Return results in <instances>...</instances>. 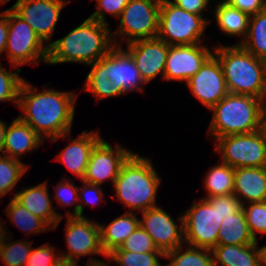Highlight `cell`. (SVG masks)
<instances>
[{
    "instance_id": "cell-36",
    "label": "cell",
    "mask_w": 266,
    "mask_h": 266,
    "mask_svg": "<svg viewBox=\"0 0 266 266\" xmlns=\"http://www.w3.org/2000/svg\"><path fill=\"white\" fill-rule=\"evenodd\" d=\"M21 69H17V72H9L4 70L0 64V101H14V104L18 105L20 88L23 83V79L19 77L17 73Z\"/></svg>"
},
{
    "instance_id": "cell-37",
    "label": "cell",
    "mask_w": 266,
    "mask_h": 266,
    "mask_svg": "<svg viewBox=\"0 0 266 266\" xmlns=\"http://www.w3.org/2000/svg\"><path fill=\"white\" fill-rule=\"evenodd\" d=\"M249 209L242 206L251 235L256 240V231L266 233V201L250 203Z\"/></svg>"
},
{
    "instance_id": "cell-4",
    "label": "cell",
    "mask_w": 266,
    "mask_h": 266,
    "mask_svg": "<svg viewBox=\"0 0 266 266\" xmlns=\"http://www.w3.org/2000/svg\"><path fill=\"white\" fill-rule=\"evenodd\" d=\"M264 100L228 93L215 106L209 132L215 138L248 134L262 129Z\"/></svg>"
},
{
    "instance_id": "cell-9",
    "label": "cell",
    "mask_w": 266,
    "mask_h": 266,
    "mask_svg": "<svg viewBox=\"0 0 266 266\" xmlns=\"http://www.w3.org/2000/svg\"><path fill=\"white\" fill-rule=\"evenodd\" d=\"M43 46V41L32 27L11 8L8 9V40L5 50L8 51L12 66L35 63L39 58L47 63L48 45Z\"/></svg>"
},
{
    "instance_id": "cell-28",
    "label": "cell",
    "mask_w": 266,
    "mask_h": 266,
    "mask_svg": "<svg viewBox=\"0 0 266 266\" xmlns=\"http://www.w3.org/2000/svg\"><path fill=\"white\" fill-rule=\"evenodd\" d=\"M205 178L206 198L231 195L234 189V168L223 163L211 168Z\"/></svg>"
},
{
    "instance_id": "cell-6",
    "label": "cell",
    "mask_w": 266,
    "mask_h": 266,
    "mask_svg": "<svg viewBox=\"0 0 266 266\" xmlns=\"http://www.w3.org/2000/svg\"><path fill=\"white\" fill-rule=\"evenodd\" d=\"M207 22L202 15L189 13L172 1L164 0L160 4L157 37L170 46L198 44Z\"/></svg>"
},
{
    "instance_id": "cell-35",
    "label": "cell",
    "mask_w": 266,
    "mask_h": 266,
    "mask_svg": "<svg viewBox=\"0 0 266 266\" xmlns=\"http://www.w3.org/2000/svg\"><path fill=\"white\" fill-rule=\"evenodd\" d=\"M3 243L1 250V259L6 266H25L26 261L31 254V243L26 241L11 242V244Z\"/></svg>"
},
{
    "instance_id": "cell-50",
    "label": "cell",
    "mask_w": 266,
    "mask_h": 266,
    "mask_svg": "<svg viewBox=\"0 0 266 266\" xmlns=\"http://www.w3.org/2000/svg\"><path fill=\"white\" fill-rule=\"evenodd\" d=\"M85 266H109L108 263H104L100 260H92Z\"/></svg>"
},
{
    "instance_id": "cell-21",
    "label": "cell",
    "mask_w": 266,
    "mask_h": 266,
    "mask_svg": "<svg viewBox=\"0 0 266 266\" xmlns=\"http://www.w3.org/2000/svg\"><path fill=\"white\" fill-rule=\"evenodd\" d=\"M47 183H41L37 186L25 189L16 193L14 198L28 209L33 215L40 217L49 226L55 228L59 221L60 214L55 212L51 204V198L48 193Z\"/></svg>"
},
{
    "instance_id": "cell-38",
    "label": "cell",
    "mask_w": 266,
    "mask_h": 266,
    "mask_svg": "<svg viewBox=\"0 0 266 266\" xmlns=\"http://www.w3.org/2000/svg\"><path fill=\"white\" fill-rule=\"evenodd\" d=\"M98 8L89 18L96 20L100 23L106 24L104 12L107 11L110 14L120 18V15L124 7L129 3V0H97Z\"/></svg>"
},
{
    "instance_id": "cell-24",
    "label": "cell",
    "mask_w": 266,
    "mask_h": 266,
    "mask_svg": "<svg viewBox=\"0 0 266 266\" xmlns=\"http://www.w3.org/2000/svg\"><path fill=\"white\" fill-rule=\"evenodd\" d=\"M212 253L213 266H259L257 239L250 245H216Z\"/></svg>"
},
{
    "instance_id": "cell-19",
    "label": "cell",
    "mask_w": 266,
    "mask_h": 266,
    "mask_svg": "<svg viewBox=\"0 0 266 266\" xmlns=\"http://www.w3.org/2000/svg\"><path fill=\"white\" fill-rule=\"evenodd\" d=\"M233 194H235L239 200L240 196L246 198L249 203L265 202L266 167L235 168Z\"/></svg>"
},
{
    "instance_id": "cell-23",
    "label": "cell",
    "mask_w": 266,
    "mask_h": 266,
    "mask_svg": "<svg viewBox=\"0 0 266 266\" xmlns=\"http://www.w3.org/2000/svg\"><path fill=\"white\" fill-rule=\"evenodd\" d=\"M139 225L140 220L132 212L113 220L106 228L100 225L101 245L105 254L119 248Z\"/></svg>"
},
{
    "instance_id": "cell-18",
    "label": "cell",
    "mask_w": 266,
    "mask_h": 266,
    "mask_svg": "<svg viewBox=\"0 0 266 266\" xmlns=\"http://www.w3.org/2000/svg\"><path fill=\"white\" fill-rule=\"evenodd\" d=\"M169 46L158 37L128 43L127 52L133 58L145 83H148L160 72L163 77Z\"/></svg>"
},
{
    "instance_id": "cell-16",
    "label": "cell",
    "mask_w": 266,
    "mask_h": 266,
    "mask_svg": "<svg viewBox=\"0 0 266 266\" xmlns=\"http://www.w3.org/2000/svg\"><path fill=\"white\" fill-rule=\"evenodd\" d=\"M212 55L207 47L193 45H171L166 58L163 78L165 80L188 81Z\"/></svg>"
},
{
    "instance_id": "cell-1",
    "label": "cell",
    "mask_w": 266,
    "mask_h": 266,
    "mask_svg": "<svg viewBox=\"0 0 266 266\" xmlns=\"http://www.w3.org/2000/svg\"><path fill=\"white\" fill-rule=\"evenodd\" d=\"M75 94L50 89L36 93L33 87L23 81L18 106L24 112L19 118L27 123L44 140L48 135L51 140L65 137L70 132L74 115Z\"/></svg>"
},
{
    "instance_id": "cell-33",
    "label": "cell",
    "mask_w": 266,
    "mask_h": 266,
    "mask_svg": "<svg viewBox=\"0 0 266 266\" xmlns=\"http://www.w3.org/2000/svg\"><path fill=\"white\" fill-rule=\"evenodd\" d=\"M156 255L165 258L164 252L137 253L130 251H112L106 257L115 260L120 266H161Z\"/></svg>"
},
{
    "instance_id": "cell-14",
    "label": "cell",
    "mask_w": 266,
    "mask_h": 266,
    "mask_svg": "<svg viewBox=\"0 0 266 266\" xmlns=\"http://www.w3.org/2000/svg\"><path fill=\"white\" fill-rule=\"evenodd\" d=\"M63 0H20L11 8L24 19L44 42L54 32L60 12L65 6Z\"/></svg>"
},
{
    "instance_id": "cell-51",
    "label": "cell",
    "mask_w": 266,
    "mask_h": 266,
    "mask_svg": "<svg viewBox=\"0 0 266 266\" xmlns=\"http://www.w3.org/2000/svg\"><path fill=\"white\" fill-rule=\"evenodd\" d=\"M262 129L266 135V106L263 105Z\"/></svg>"
},
{
    "instance_id": "cell-20",
    "label": "cell",
    "mask_w": 266,
    "mask_h": 266,
    "mask_svg": "<svg viewBox=\"0 0 266 266\" xmlns=\"http://www.w3.org/2000/svg\"><path fill=\"white\" fill-rule=\"evenodd\" d=\"M100 140L101 138L97 132L94 134L84 131L75 140H72L70 145L64 148L58 158L82 180L91 151Z\"/></svg>"
},
{
    "instance_id": "cell-30",
    "label": "cell",
    "mask_w": 266,
    "mask_h": 266,
    "mask_svg": "<svg viewBox=\"0 0 266 266\" xmlns=\"http://www.w3.org/2000/svg\"><path fill=\"white\" fill-rule=\"evenodd\" d=\"M7 215H9L11 221L14 222L21 229L26 232L40 233L50 229L49 225L40 217L33 215L28 209H26L21 203H19L14 197L8 204Z\"/></svg>"
},
{
    "instance_id": "cell-5",
    "label": "cell",
    "mask_w": 266,
    "mask_h": 266,
    "mask_svg": "<svg viewBox=\"0 0 266 266\" xmlns=\"http://www.w3.org/2000/svg\"><path fill=\"white\" fill-rule=\"evenodd\" d=\"M160 181L149 159L132 153L122 164L114 187L122 203L130 209L144 212L156 207L155 197Z\"/></svg>"
},
{
    "instance_id": "cell-7",
    "label": "cell",
    "mask_w": 266,
    "mask_h": 266,
    "mask_svg": "<svg viewBox=\"0 0 266 266\" xmlns=\"http://www.w3.org/2000/svg\"><path fill=\"white\" fill-rule=\"evenodd\" d=\"M184 241L190 246L213 249L217 245V237L222 218L218 213V196L203 198L183 214Z\"/></svg>"
},
{
    "instance_id": "cell-43",
    "label": "cell",
    "mask_w": 266,
    "mask_h": 266,
    "mask_svg": "<svg viewBox=\"0 0 266 266\" xmlns=\"http://www.w3.org/2000/svg\"><path fill=\"white\" fill-rule=\"evenodd\" d=\"M208 2L209 0H174L172 3L189 13L201 15Z\"/></svg>"
},
{
    "instance_id": "cell-2",
    "label": "cell",
    "mask_w": 266,
    "mask_h": 266,
    "mask_svg": "<svg viewBox=\"0 0 266 266\" xmlns=\"http://www.w3.org/2000/svg\"><path fill=\"white\" fill-rule=\"evenodd\" d=\"M109 32L106 24L87 18L65 37L48 44L47 63L76 61L91 65L116 46L111 42Z\"/></svg>"
},
{
    "instance_id": "cell-10",
    "label": "cell",
    "mask_w": 266,
    "mask_h": 266,
    "mask_svg": "<svg viewBox=\"0 0 266 266\" xmlns=\"http://www.w3.org/2000/svg\"><path fill=\"white\" fill-rule=\"evenodd\" d=\"M160 4L157 0H129L120 15V26L115 34L127 36V43L157 37Z\"/></svg>"
},
{
    "instance_id": "cell-17",
    "label": "cell",
    "mask_w": 266,
    "mask_h": 266,
    "mask_svg": "<svg viewBox=\"0 0 266 266\" xmlns=\"http://www.w3.org/2000/svg\"><path fill=\"white\" fill-rule=\"evenodd\" d=\"M92 69L86 78L85 90L102 98L124 94L120 89L119 47L91 64Z\"/></svg>"
},
{
    "instance_id": "cell-32",
    "label": "cell",
    "mask_w": 266,
    "mask_h": 266,
    "mask_svg": "<svg viewBox=\"0 0 266 266\" xmlns=\"http://www.w3.org/2000/svg\"><path fill=\"white\" fill-rule=\"evenodd\" d=\"M26 170V165L19 159L0 156V196L12 190Z\"/></svg>"
},
{
    "instance_id": "cell-3",
    "label": "cell",
    "mask_w": 266,
    "mask_h": 266,
    "mask_svg": "<svg viewBox=\"0 0 266 266\" xmlns=\"http://www.w3.org/2000/svg\"><path fill=\"white\" fill-rule=\"evenodd\" d=\"M229 93L266 98V61L255 57L240 44L215 48Z\"/></svg>"
},
{
    "instance_id": "cell-44",
    "label": "cell",
    "mask_w": 266,
    "mask_h": 266,
    "mask_svg": "<svg viewBox=\"0 0 266 266\" xmlns=\"http://www.w3.org/2000/svg\"><path fill=\"white\" fill-rule=\"evenodd\" d=\"M85 183V187H83V192L81 193V194H79L80 196L82 195V201H84L85 202V205L86 204H89V203H91V202H93L94 203V201L95 202H97L98 203V200L100 199V200H102L101 199V196L103 195V190H101V188H100V186L99 185H96V184H89V183H86V182H84ZM93 193L94 194V196H93V198H92V200L90 199V198H88V196H86V195H89V193ZM99 192H101V195H99L100 193ZM88 193V194H87ZM91 193V194H92ZM86 194V195H85ZM86 196V197H85ZM96 198V199H95ZM94 200V201H93ZM91 201V202H90Z\"/></svg>"
},
{
    "instance_id": "cell-31",
    "label": "cell",
    "mask_w": 266,
    "mask_h": 266,
    "mask_svg": "<svg viewBox=\"0 0 266 266\" xmlns=\"http://www.w3.org/2000/svg\"><path fill=\"white\" fill-rule=\"evenodd\" d=\"M119 75H120V89L125 93L133 91L134 89L142 91L140 84H146L138 71L135 62L131 55L119 47Z\"/></svg>"
},
{
    "instance_id": "cell-41",
    "label": "cell",
    "mask_w": 266,
    "mask_h": 266,
    "mask_svg": "<svg viewBox=\"0 0 266 266\" xmlns=\"http://www.w3.org/2000/svg\"><path fill=\"white\" fill-rule=\"evenodd\" d=\"M225 2L249 16L266 9V0H225Z\"/></svg>"
},
{
    "instance_id": "cell-52",
    "label": "cell",
    "mask_w": 266,
    "mask_h": 266,
    "mask_svg": "<svg viewBox=\"0 0 266 266\" xmlns=\"http://www.w3.org/2000/svg\"><path fill=\"white\" fill-rule=\"evenodd\" d=\"M8 1H10V0H0V2L3 4V3H5V2H8ZM20 0H17V2L16 3H18Z\"/></svg>"
},
{
    "instance_id": "cell-49",
    "label": "cell",
    "mask_w": 266,
    "mask_h": 266,
    "mask_svg": "<svg viewBox=\"0 0 266 266\" xmlns=\"http://www.w3.org/2000/svg\"><path fill=\"white\" fill-rule=\"evenodd\" d=\"M2 224L0 225V255H1V250H2V246H3V243H4V240L6 239V234L4 231H3V227H1Z\"/></svg>"
},
{
    "instance_id": "cell-40",
    "label": "cell",
    "mask_w": 266,
    "mask_h": 266,
    "mask_svg": "<svg viewBox=\"0 0 266 266\" xmlns=\"http://www.w3.org/2000/svg\"><path fill=\"white\" fill-rule=\"evenodd\" d=\"M243 206L235 194L218 196V213L222 219L234 215Z\"/></svg>"
},
{
    "instance_id": "cell-12",
    "label": "cell",
    "mask_w": 266,
    "mask_h": 266,
    "mask_svg": "<svg viewBox=\"0 0 266 266\" xmlns=\"http://www.w3.org/2000/svg\"><path fill=\"white\" fill-rule=\"evenodd\" d=\"M186 84L193 95L209 109L229 93L222 66L218 58L213 54Z\"/></svg>"
},
{
    "instance_id": "cell-27",
    "label": "cell",
    "mask_w": 266,
    "mask_h": 266,
    "mask_svg": "<svg viewBox=\"0 0 266 266\" xmlns=\"http://www.w3.org/2000/svg\"><path fill=\"white\" fill-rule=\"evenodd\" d=\"M250 18L248 38L239 44L255 57L266 61V9Z\"/></svg>"
},
{
    "instance_id": "cell-26",
    "label": "cell",
    "mask_w": 266,
    "mask_h": 266,
    "mask_svg": "<svg viewBox=\"0 0 266 266\" xmlns=\"http://www.w3.org/2000/svg\"><path fill=\"white\" fill-rule=\"evenodd\" d=\"M219 28L229 35L248 34L250 16L223 1L215 9Z\"/></svg>"
},
{
    "instance_id": "cell-8",
    "label": "cell",
    "mask_w": 266,
    "mask_h": 266,
    "mask_svg": "<svg viewBox=\"0 0 266 266\" xmlns=\"http://www.w3.org/2000/svg\"><path fill=\"white\" fill-rule=\"evenodd\" d=\"M223 163L238 167H266V135L263 129L216 139Z\"/></svg>"
},
{
    "instance_id": "cell-45",
    "label": "cell",
    "mask_w": 266,
    "mask_h": 266,
    "mask_svg": "<svg viewBox=\"0 0 266 266\" xmlns=\"http://www.w3.org/2000/svg\"><path fill=\"white\" fill-rule=\"evenodd\" d=\"M0 54L5 51L8 40V9L0 14Z\"/></svg>"
},
{
    "instance_id": "cell-42",
    "label": "cell",
    "mask_w": 266,
    "mask_h": 266,
    "mask_svg": "<svg viewBox=\"0 0 266 266\" xmlns=\"http://www.w3.org/2000/svg\"><path fill=\"white\" fill-rule=\"evenodd\" d=\"M56 190V199L58 202L62 203L63 205H69L71 203L74 204L73 200L79 199V189L74 186L71 182H64L57 185ZM78 196V197H77Z\"/></svg>"
},
{
    "instance_id": "cell-39",
    "label": "cell",
    "mask_w": 266,
    "mask_h": 266,
    "mask_svg": "<svg viewBox=\"0 0 266 266\" xmlns=\"http://www.w3.org/2000/svg\"><path fill=\"white\" fill-rule=\"evenodd\" d=\"M53 250V247L46 244L34 250L32 249L25 266H51L61 255L59 254L55 257Z\"/></svg>"
},
{
    "instance_id": "cell-25",
    "label": "cell",
    "mask_w": 266,
    "mask_h": 266,
    "mask_svg": "<svg viewBox=\"0 0 266 266\" xmlns=\"http://www.w3.org/2000/svg\"><path fill=\"white\" fill-rule=\"evenodd\" d=\"M254 243L256 240L250 233L243 208L222 220L217 245H250Z\"/></svg>"
},
{
    "instance_id": "cell-22",
    "label": "cell",
    "mask_w": 266,
    "mask_h": 266,
    "mask_svg": "<svg viewBox=\"0 0 266 266\" xmlns=\"http://www.w3.org/2000/svg\"><path fill=\"white\" fill-rule=\"evenodd\" d=\"M44 141L27 123L19 117L6 127L3 152L7 157L17 159L22 153L38 148Z\"/></svg>"
},
{
    "instance_id": "cell-15",
    "label": "cell",
    "mask_w": 266,
    "mask_h": 266,
    "mask_svg": "<svg viewBox=\"0 0 266 266\" xmlns=\"http://www.w3.org/2000/svg\"><path fill=\"white\" fill-rule=\"evenodd\" d=\"M142 214L143 221L140 220V225L152 237L157 249L166 253L185 242L183 216L178 218L181 222L178 230L175 221L160 207L147 209Z\"/></svg>"
},
{
    "instance_id": "cell-48",
    "label": "cell",
    "mask_w": 266,
    "mask_h": 266,
    "mask_svg": "<svg viewBox=\"0 0 266 266\" xmlns=\"http://www.w3.org/2000/svg\"><path fill=\"white\" fill-rule=\"evenodd\" d=\"M259 255V266L266 264V245L261 249H257Z\"/></svg>"
},
{
    "instance_id": "cell-11",
    "label": "cell",
    "mask_w": 266,
    "mask_h": 266,
    "mask_svg": "<svg viewBox=\"0 0 266 266\" xmlns=\"http://www.w3.org/2000/svg\"><path fill=\"white\" fill-rule=\"evenodd\" d=\"M83 206L77 204L74 207V213H67L66 243L69 253L62 254L71 261L77 262L78 257L89 254L105 255L101 245L100 224L90 222L84 216ZM76 257V258H73Z\"/></svg>"
},
{
    "instance_id": "cell-47",
    "label": "cell",
    "mask_w": 266,
    "mask_h": 266,
    "mask_svg": "<svg viewBox=\"0 0 266 266\" xmlns=\"http://www.w3.org/2000/svg\"><path fill=\"white\" fill-rule=\"evenodd\" d=\"M6 127L5 122L0 121V152L4 150Z\"/></svg>"
},
{
    "instance_id": "cell-46",
    "label": "cell",
    "mask_w": 266,
    "mask_h": 266,
    "mask_svg": "<svg viewBox=\"0 0 266 266\" xmlns=\"http://www.w3.org/2000/svg\"><path fill=\"white\" fill-rule=\"evenodd\" d=\"M51 266H77V262L59 256V258H57V260Z\"/></svg>"
},
{
    "instance_id": "cell-29",
    "label": "cell",
    "mask_w": 266,
    "mask_h": 266,
    "mask_svg": "<svg viewBox=\"0 0 266 266\" xmlns=\"http://www.w3.org/2000/svg\"><path fill=\"white\" fill-rule=\"evenodd\" d=\"M181 249L182 245L165 253V258L172 260L167 266H213L211 249L191 246L180 255Z\"/></svg>"
},
{
    "instance_id": "cell-13",
    "label": "cell",
    "mask_w": 266,
    "mask_h": 266,
    "mask_svg": "<svg viewBox=\"0 0 266 266\" xmlns=\"http://www.w3.org/2000/svg\"><path fill=\"white\" fill-rule=\"evenodd\" d=\"M131 154L119 145L114 152L112 146L101 139L91 151L82 181L101 185L103 181L110 179L114 184L122 164Z\"/></svg>"
},
{
    "instance_id": "cell-34",
    "label": "cell",
    "mask_w": 266,
    "mask_h": 266,
    "mask_svg": "<svg viewBox=\"0 0 266 266\" xmlns=\"http://www.w3.org/2000/svg\"><path fill=\"white\" fill-rule=\"evenodd\" d=\"M113 251H130L137 253L162 252L154 245L152 237L139 225L125 242Z\"/></svg>"
}]
</instances>
